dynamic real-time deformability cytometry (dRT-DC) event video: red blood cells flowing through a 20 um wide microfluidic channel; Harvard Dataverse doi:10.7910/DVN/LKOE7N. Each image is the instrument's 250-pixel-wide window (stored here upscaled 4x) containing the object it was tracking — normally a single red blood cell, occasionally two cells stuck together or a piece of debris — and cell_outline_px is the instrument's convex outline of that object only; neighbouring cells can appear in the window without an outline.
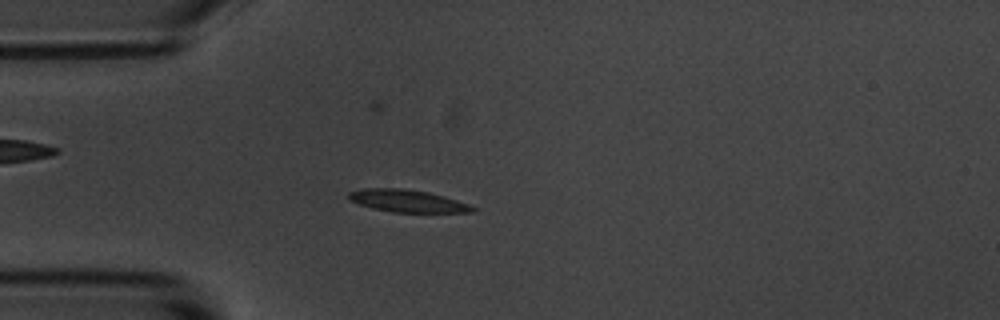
{"species": "common noctule bat (a hibernating species)", "species_latin": "Nyctalus noctula", "temperature_condition": "room temperature", "stored_images_in_passage": 56, "camera_frame_rate_fps": 3000, "um_per_image_px": 0.085, "animal": {"sex": "male", "body_mass_g": 20.1, "forearm_length_mm": 53.5}, "frame": {"image": 1, "passage_image": 15, "time_ms": 4.667, "image_size_px": [1000, 320], "cell_outline_px": [[476, 212], [392, 212], [372, 208], [360, 204], [352, 200], [348, 196], [348, 192], [364, 188], [400, 188], [428, 192], [444, 196], [468, 204], [476, 208]], "centroid_in_image_um": [34.64, 17.08], "position_along_channel_um": 50.4, "area_um2": 15.95}}
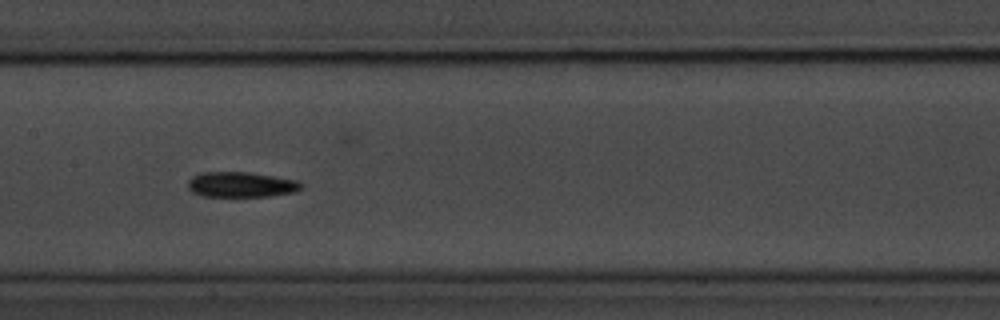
{"frame": {"image": 2, "passage_image": 27, "time_ms": 8.667, "image_size_px": [1000, 320], "cell_outline_px": [[304, 184], [296, 192], [272, 196], [200, 196], [192, 192], [188, 188], [188, 180], [192, 176], [200, 172], [248, 172], [300, 180]], "centroid_in_image_um": [20.51, 15.68], "position_along_channel_um": 186.9, "area_um2": 16.94}}
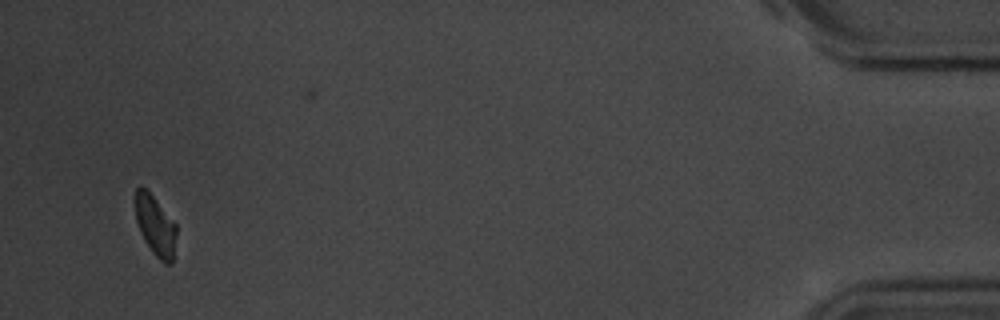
{"frame": {"image": 3, "passage_image": 53, "time_ms": 17.333, "image_size_px": [1000, 320], "cell_outline_px": [[176, 236], [172, 264], [164, 264], [156, 256], [144, 240], [140, 232], [136, 220], [136, 188], [140, 184], [152, 196], [176, 224]], "centroid_in_image_um": [13.21, 19.21], "position_along_channel_um": 422.0, "area_um2": 14.1}, "authors_computed_cell_mechanics": {"area_um2": 15.7794, "velocity_mm_per_s": 3.6481, "shape_relaxation_time_tau1_ms": 2.2105, "shape_relaxation_time_tau2_ms": 6.6516, "deformation_change_tau1": 0.1106, "deformation_change_tau2": 0.1259}}